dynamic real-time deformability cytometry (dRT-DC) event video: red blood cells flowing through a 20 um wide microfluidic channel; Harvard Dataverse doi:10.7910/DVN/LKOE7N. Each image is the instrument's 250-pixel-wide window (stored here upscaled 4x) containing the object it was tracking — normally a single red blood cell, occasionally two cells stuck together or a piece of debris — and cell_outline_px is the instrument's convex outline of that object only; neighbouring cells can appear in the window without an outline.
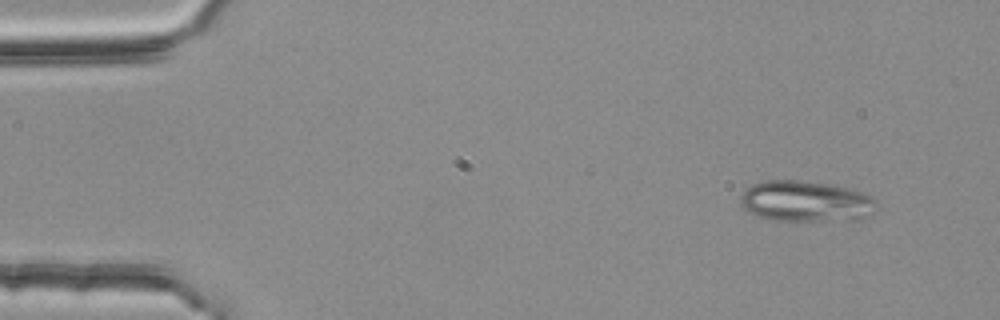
{"species": "common noctule bat (a hibernating species)", "species_latin": "Nyctalus noctula", "temperature_condition": "room temperature", "stored_images_in_passage": 4, "camera_frame_rate_fps": 3000, "um_per_image_px": 0.085, "animal": {"sex": "female", "body_mass_g": 25.1}, "frame": {"image": 1, "passage_image": 1, "time_ms": 0.0, "image_size_px": [1000, 320], "cell_outline_px": [[880, 204], [876, 212], [860, 220], [768, 220], [756, 216], [748, 212], [740, 204], [740, 196], [752, 184], [764, 180], [800, 180], [836, 184], [860, 192], [876, 200]], "centroid_in_image_um": [68.53, 17.11], "position_along_channel_um": 16.5, "area_um2": 33.0}}